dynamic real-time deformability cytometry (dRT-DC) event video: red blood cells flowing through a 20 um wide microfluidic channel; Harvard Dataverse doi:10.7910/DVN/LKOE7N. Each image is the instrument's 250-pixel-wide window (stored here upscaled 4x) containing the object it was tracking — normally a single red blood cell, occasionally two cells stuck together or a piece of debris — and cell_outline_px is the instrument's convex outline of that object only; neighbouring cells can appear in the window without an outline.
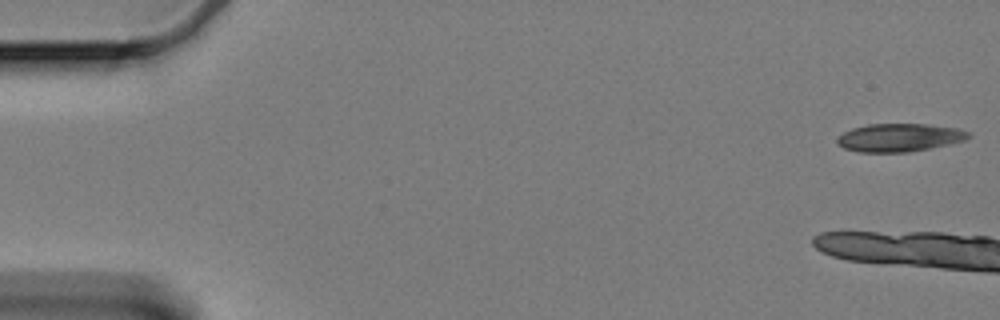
{"species": "Egyptian fruit bat (a non-hibernating species)", "species_latin": "Rousettus aegyptiacus", "temperature_condition": "cold", "stored_images_in_passage": 6, "camera_frame_rate_fps": 3000, "um_per_image_px": 0.085, "animal": {"sex": "female"}, "frame": {"image": 1, "passage_image": 1, "time_ms": 0.0, "image_size_px": [1000, 320], "cell_outline_px": [[972, 136], [964, 140], [948, 144], [908, 152], [860, 152], [844, 148], [836, 144], [836, 140], [844, 132], [852, 128], [868, 124], [924, 124], [956, 128], [968, 132]], "centroid_in_image_um": [76.41, 11.69], "position_along_channel_um": 8.6, "area_um2": 21.27}}